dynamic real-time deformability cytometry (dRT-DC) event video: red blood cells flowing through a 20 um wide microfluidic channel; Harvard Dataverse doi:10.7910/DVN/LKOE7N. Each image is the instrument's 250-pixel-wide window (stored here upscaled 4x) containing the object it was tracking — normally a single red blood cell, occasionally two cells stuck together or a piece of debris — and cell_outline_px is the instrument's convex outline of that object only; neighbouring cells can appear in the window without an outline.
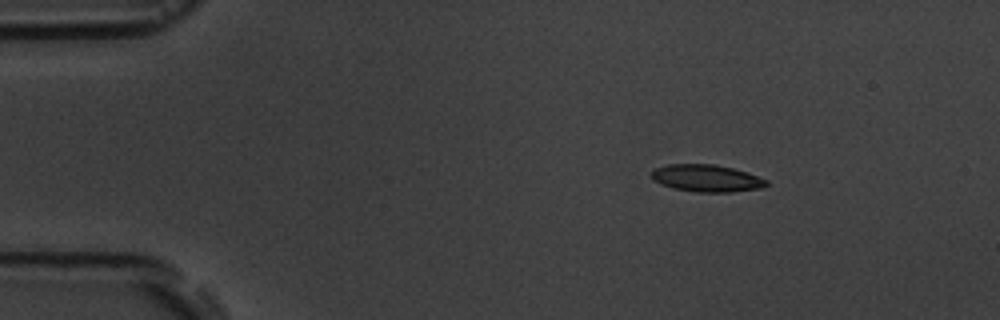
{"species": "common noctule bat (a hibernating species)", "species_latin": "Nyctalus noctula", "temperature_condition": "room temperature", "stored_images_in_passage": 5, "segment_of_instrument_passage": [1, 2], "camera_frame_rate_fps": 3000, "um_per_image_px": 0.085, "animal": {"sex": "male", "body_mass_g": 19.5, "forearm_length_mm": 54.6}, "frame": {"image": 1, "passage_image": 2, "time_ms": 1.0, "image_size_px": [1000, 320], "cell_outline_px": [[768, 184], [760, 188], [732, 192], [696, 192], [676, 188], [652, 180], [652, 172], [656, 168], [668, 164], [712, 164], [732, 168], [748, 172], [768, 180]], "centroid_in_image_um": [60.1, 15.14], "position_along_channel_um": 24.9, "area_um2": 17.98}}